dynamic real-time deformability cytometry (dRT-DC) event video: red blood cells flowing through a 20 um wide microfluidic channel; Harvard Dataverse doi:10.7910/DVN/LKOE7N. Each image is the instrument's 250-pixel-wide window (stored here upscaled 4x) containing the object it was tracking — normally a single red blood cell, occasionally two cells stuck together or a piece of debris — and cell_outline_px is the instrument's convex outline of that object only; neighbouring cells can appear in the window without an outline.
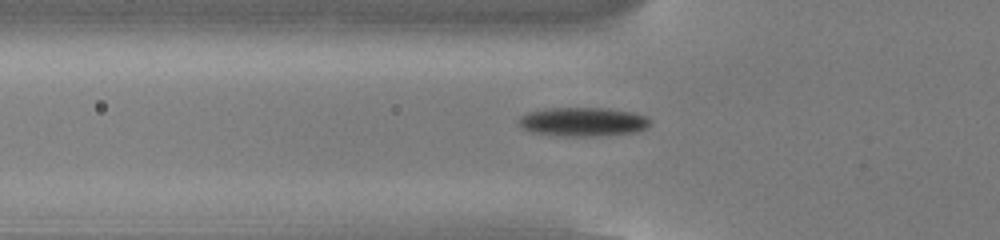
{"species": "common noctule bat (a hibernating species)", "species_latin": "Nyctalus noctula", "temperature_condition": "cold", "stored_images_in_passage": 54, "camera_frame_rate_fps": 3000, "um_per_image_px": 0.085, "animal": {"sex": "male", "body_mass_g": 13.0, "forearm_length_mm": 53.1}, "frame": {"image": 1, "passage_image": 19, "time_ms": 6.0, "image_size_px": [1000, 240], "cell_outline_px": [[652, 124], [648, 128], [636, 132], [600, 136], [560, 136], [532, 132], [524, 128], [516, 120], [520, 116], [528, 112], [544, 108], [604, 108], [632, 112], [648, 116], [652, 120]], "centroid_in_image_um": [49.6, 10.35], "position_along_channel_um": 76.2, "area_um2": 22.48}}
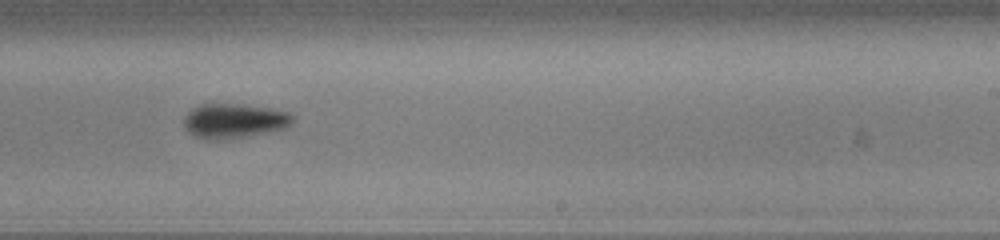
{"frame": {"image": 2, "passage_image": 34, "time_ms": 11.0, "image_size_px": [1000, 240], "cell_outline_px": [[296, 116], [292, 124], [288, 128], [248, 136], [212, 140], [204, 140], [188, 132], [184, 128], [184, 116], [192, 108], [200, 104], [240, 104], [268, 108], [288, 112]], "centroid_in_image_um": [19.91, 10.28], "position_along_channel_um": 269.1, "area_um2": 22.14}}
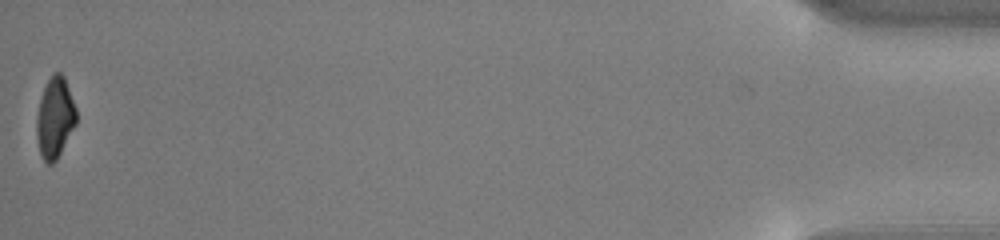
{"frame": {"image": 3, "passage_image": 54, "time_ms": 17.667, "image_size_px": [1000, 240], "cell_outline_px": [[76, 124], [56, 160], [52, 164], [48, 164], [44, 160], [40, 152], [36, 136], [36, 116], [40, 100], [44, 88], [52, 72], [60, 72], [64, 76], [76, 108]], "centroid_in_image_um": [4.66, 9.99], "position_along_channel_um": 430.5, "area_um2": 18.55}, "authors_computed_cell_mechanics": {"area_um2": 20.3456, "velocity_mm_per_s": 3.8618, "shape_relaxation_time_tau1_ms": 2.1933, "shape_relaxation_time_tau2_ms": 7.9526, "deformation_change_tau1": 0.1406, "deformation_change_tau2": 0.1417}}